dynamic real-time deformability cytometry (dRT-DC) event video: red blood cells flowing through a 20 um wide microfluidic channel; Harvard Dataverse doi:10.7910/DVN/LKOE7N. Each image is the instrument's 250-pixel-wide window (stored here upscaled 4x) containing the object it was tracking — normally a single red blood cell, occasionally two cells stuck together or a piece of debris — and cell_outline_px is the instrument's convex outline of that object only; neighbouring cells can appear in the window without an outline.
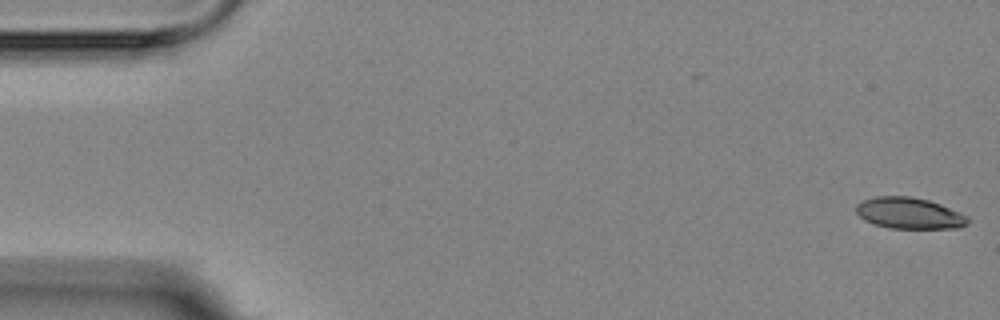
{"species": "Egyptian fruit bat (a non-hibernating species)", "species_latin": "Rousettus aegyptiacus", "temperature_condition": "room temperature", "stored_images_in_passage": 2, "camera_frame_rate_fps": 3000, "um_per_image_px": 0.085, "animal": {"sex": "female"}, "frame": {"image": 1, "passage_image": 2, "time_ms": 1.333, "image_size_px": [1000, 320], "cell_outline_px": [[968, 224], [960, 228], [888, 228], [864, 220], [856, 212], [856, 204], [864, 200], [876, 196], [912, 196], [928, 200], [940, 204], [968, 216]], "centroid_in_image_um": [77.29, 18.12], "position_along_channel_um": 7.7, "area_um2": 20.29}}